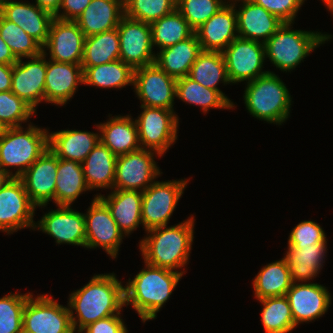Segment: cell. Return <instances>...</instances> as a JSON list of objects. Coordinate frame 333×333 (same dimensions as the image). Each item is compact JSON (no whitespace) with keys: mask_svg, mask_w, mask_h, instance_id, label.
I'll return each instance as SVG.
<instances>
[{"mask_svg":"<svg viewBox=\"0 0 333 333\" xmlns=\"http://www.w3.org/2000/svg\"><path fill=\"white\" fill-rule=\"evenodd\" d=\"M54 203L57 206H71L77 198L90 191L82 164L73 160L59 159L56 173Z\"/></svg>","mask_w":333,"mask_h":333,"instance_id":"32","label":"cell"},{"mask_svg":"<svg viewBox=\"0 0 333 333\" xmlns=\"http://www.w3.org/2000/svg\"><path fill=\"white\" fill-rule=\"evenodd\" d=\"M46 57L19 59L13 64L11 91L27 103L35 112L38 104L45 102Z\"/></svg>","mask_w":333,"mask_h":333,"instance_id":"19","label":"cell"},{"mask_svg":"<svg viewBox=\"0 0 333 333\" xmlns=\"http://www.w3.org/2000/svg\"><path fill=\"white\" fill-rule=\"evenodd\" d=\"M20 333H29V332H27L24 329H22Z\"/></svg>","mask_w":333,"mask_h":333,"instance_id":"55","label":"cell"},{"mask_svg":"<svg viewBox=\"0 0 333 333\" xmlns=\"http://www.w3.org/2000/svg\"><path fill=\"white\" fill-rule=\"evenodd\" d=\"M202 51L194 33L187 40L157 51L154 63L177 80L189 75L191 66Z\"/></svg>","mask_w":333,"mask_h":333,"instance_id":"30","label":"cell"},{"mask_svg":"<svg viewBox=\"0 0 333 333\" xmlns=\"http://www.w3.org/2000/svg\"><path fill=\"white\" fill-rule=\"evenodd\" d=\"M13 177L0 167V189Z\"/></svg>","mask_w":333,"mask_h":333,"instance_id":"52","label":"cell"},{"mask_svg":"<svg viewBox=\"0 0 333 333\" xmlns=\"http://www.w3.org/2000/svg\"><path fill=\"white\" fill-rule=\"evenodd\" d=\"M120 59L118 29L85 37L81 66H98Z\"/></svg>","mask_w":333,"mask_h":333,"instance_id":"37","label":"cell"},{"mask_svg":"<svg viewBox=\"0 0 333 333\" xmlns=\"http://www.w3.org/2000/svg\"><path fill=\"white\" fill-rule=\"evenodd\" d=\"M190 179L154 181L142 192V223L145 231L166 226Z\"/></svg>","mask_w":333,"mask_h":333,"instance_id":"8","label":"cell"},{"mask_svg":"<svg viewBox=\"0 0 333 333\" xmlns=\"http://www.w3.org/2000/svg\"><path fill=\"white\" fill-rule=\"evenodd\" d=\"M292 285L289 266L285 258L263 266L252 280L254 297L285 296Z\"/></svg>","mask_w":333,"mask_h":333,"instance_id":"35","label":"cell"},{"mask_svg":"<svg viewBox=\"0 0 333 333\" xmlns=\"http://www.w3.org/2000/svg\"><path fill=\"white\" fill-rule=\"evenodd\" d=\"M26 125L6 128L0 137V167L12 177L19 178L48 148L47 128Z\"/></svg>","mask_w":333,"mask_h":333,"instance_id":"6","label":"cell"},{"mask_svg":"<svg viewBox=\"0 0 333 333\" xmlns=\"http://www.w3.org/2000/svg\"><path fill=\"white\" fill-rule=\"evenodd\" d=\"M262 6L283 22H295L298 11L306 0H250Z\"/></svg>","mask_w":333,"mask_h":333,"instance_id":"46","label":"cell"},{"mask_svg":"<svg viewBox=\"0 0 333 333\" xmlns=\"http://www.w3.org/2000/svg\"><path fill=\"white\" fill-rule=\"evenodd\" d=\"M258 301L263 307L261 322L265 333H289L296 328L286 296L266 297Z\"/></svg>","mask_w":333,"mask_h":333,"instance_id":"39","label":"cell"},{"mask_svg":"<svg viewBox=\"0 0 333 333\" xmlns=\"http://www.w3.org/2000/svg\"><path fill=\"white\" fill-rule=\"evenodd\" d=\"M17 61L18 60L15 58V56L11 52L9 46L1 38V34H0V64L13 65Z\"/></svg>","mask_w":333,"mask_h":333,"instance_id":"50","label":"cell"},{"mask_svg":"<svg viewBox=\"0 0 333 333\" xmlns=\"http://www.w3.org/2000/svg\"><path fill=\"white\" fill-rule=\"evenodd\" d=\"M36 112L12 91L0 92V123L5 128L22 127ZM30 121V123H29Z\"/></svg>","mask_w":333,"mask_h":333,"instance_id":"43","label":"cell"},{"mask_svg":"<svg viewBox=\"0 0 333 333\" xmlns=\"http://www.w3.org/2000/svg\"><path fill=\"white\" fill-rule=\"evenodd\" d=\"M48 210L35 222L34 230L42 231L55 239L56 244L86 245L84 213L73 210L71 206H57Z\"/></svg>","mask_w":333,"mask_h":333,"instance_id":"16","label":"cell"},{"mask_svg":"<svg viewBox=\"0 0 333 333\" xmlns=\"http://www.w3.org/2000/svg\"><path fill=\"white\" fill-rule=\"evenodd\" d=\"M31 294L23 310V329L29 333H75L68 306H63L52 295Z\"/></svg>","mask_w":333,"mask_h":333,"instance_id":"9","label":"cell"},{"mask_svg":"<svg viewBox=\"0 0 333 333\" xmlns=\"http://www.w3.org/2000/svg\"><path fill=\"white\" fill-rule=\"evenodd\" d=\"M61 2L62 0H35L34 4L54 16L59 11Z\"/></svg>","mask_w":333,"mask_h":333,"instance_id":"51","label":"cell"},{"mask_svg":"<svg viewBox=\"0 0 333 333\" xmlns=\"http://www.w3.org/2000/svg\"><path fill=\"white\" fill-rule=\"evenodd\" d=\"M80 333H128V329L121 314H119L97 320L85 327Z\"/></svg>","mask_w":333,"mask_h":333,"instance_id":"47","label":"cell"},{"mask_svg":"<svg viewBox=\"0 0 333 333\" xmlns=\"http://www.w3.org/2000/svg\"><path fill=\"white\" fill-rule=\"evenodd\" d=\"M194 222V216L191 215L181 223L147 230V235L139 242V251L144 262L184 276V268L189 263L194 243Z\"/></svg>","mask_w":333,"mask_h":333,"instance_id":"2","label":"cell"},{"mask_svg":"<svg viewBox=\"0 0 333 333\" xmlns=\"http://www.w3.org/2000/svg\"><path fill=\"white\" fill-rule=\"evenodd\" d=\"M183 275L144 262V267L124 286L125 306L131 305L143 323L156 319Z\"/></svg>","mask_w":333,"mask_h":333,"instance_id":"3","label":"cell"},{"mask_svg":"<svg viewBox=\"0 0 333 333\" xmlns=\"http://www.w3.org/2000/svg\"><path fill=\"white\" fill-rule=\"evenodd\" d=\"M292 317L299 324L315 321L327 313L332 296L328 288L319 283H292L285 295Z\"/></svg>","mask_w":333,"mask_h":333,"instance_id":"18","label":"cell"},{"mask_svg":"<svg viewBox=\"0 0 333 333\" xmlns=\"http://www.w3.org/2000/svg\"><path fill=\"white\" fill-rule=\"evenodd\" d=\"M193 81L204 87L219 91L232 105L235 104L218 87L219 82L229 85L226 62L220 51H202L191 66L189 75Z\"/></svg>","mask_w":333,"mask_h":333,"instance_id":"33","label":"cell"},{"mask_svg":"<svg viewBox=\"0 0 333 333\" xmlns=\"http://www.w3.org/2000/svg\"><path fill=\"white\" fill-rule=\"evenodd\" d=\"M154 157L162 156L143 148L117 156L113 189L146 190L162 174Z\"/></svg>","mask_w":333,"mask_h":333,"instance_id":"10","label":"cell"},{"mask_svg":"<svg viewBox=\"0 0 333 333\" xmlns=\"http://www.w3.org/2000/svg\"><path fill=\"white\" fill-rule=\"evenodd\" d=\"M97 194L108 207L112 218L125 237L143 225L142 223V192L113 189L109 194Z\"/></svg>","mask_w":333,"mask_h":333,"instance_id":"25","label":"cell"},{"mask_svg":"<svg viewBox=\"0 0 333 333\" xmlns=\"http://www.w3.org/2000/svg\"><path fill=\"white\" fill-rule=\"evenodd\" d=\"M111 116V117H110ZM104 123L95 124L100 142L114 155L120 156L140 149L136 121L129 115L110 114Z\"/></svg>","mask_w":333,"mask_h":333,"instance_id":"26","label":"cell"},{"mask_svg":"<svg viewBox=\"0 0 333 333\" xmlns=\"http://www.w3.org/2000/svg\"><path fill=\"white\" fill-rule=\"evenodd\" d=\"M120 38V60L134 70L154 64L156 53L151 25L124 16L117 26Z\"/></svg>","mask_w":333,"mask_h":333,"instance_id":"15","label":"cell"},{"mask_svg":"<svg viewBox=\"0 0 333 333\" xmlns=\"http://www.w3.org/2000/svg\"><path fill=\"white\" fill-rule=\"evenodd\" d=\"M143 110L134 118L140 147L163 156L178 138L179 117L174 110L140 106Z\"/></svg>","mask_w":333,"mask_h":333,"instance_id":"7","label":"cell"},{"mask_svg":"<svg viewBox=\"0 0 333 333\" xmlns=\"http://www.w3.org/2000/svg\"><path fill=\"white\" fill-rule=\"evenodd\" d=\"M327 240L326 233L320 224L313 220H305L292 228L287 246H310L327 242Z\"/></svg>","mask_w":333,"mask_h":333,"instance_id":"45","label":"cell"},{"mask_svg":"<svg viewBox=\"0 0 333 333\" xmlns=\"http://www.w3.org/2000/svg\"><path fill=\"white\" fill-rule=\"evenodd\" d=\"M13 65L0 64V92L11 91Z\"/></svg>","mask_w":333,"mask_h":333,"instance_id":"49","label":"cell"},{"mask_svg":"<svg viewBox=\"0 0 333 333\" xmlns=\"http://www.w3.org/2000/svg\"><path fill=\"white\" fill-rule=\"evenodd\" d=\"M229 1L236 8L240 38L265 43L284 23L277 16L250 0ZM237 2L240 3L239 6L236 5Z\"/></svg>","mask_w":333,"mask_h":333,"instance_id":"22","label":"cell"},{"mask_svg":"<svg viewBox=\"0 0 333 333\" xmlns=\"http://www.w3.org/2000/svg\"><path fill=\"white\" fill-rule=\"evenodd\" d=\"M227 2L228 0H177L176 9L195 31Z\"/></svg>","mask_w":333,"mask_h":333,"instance_id":"44","label":"cell"},{"mask_svg":"<svg viewBox=\"0 0 333 333\" xmlns=\"http://www.w3.org/2000/svg\"><path fill=\"white\" fill-rule=\"evenodd\" d=\"M99 141L98 132L66 129L48 133V147L59 159L81 164Z\"/></svg>","mask_w":333,"mask_h":333,"instance_id":"29","label":"cell"},{"mask_svg":"<svg viewBox=\"0 0 333 333\" xmlns=\"http://www.w3.org/2000/svg\"><path fill=\"white\" fill-rule=\"evenodd\" d=\"M90 2L91 0H62L59 11L54 17L61 20L75 21Z\"/></svg>","mask_w":333,"mask_h":333,"instance_id":"48","label":"cell"},{"mask_svg":"<svg viewBox=\"0 0 333 333\" xmlns=\"http://www.w3.org/2000/svg\"><path fill=\"white\" fill-rule=\"evenodd\" d=\"M35 209L21 179L13 177L0 189V231L10 235L23 228L34 230Z\"/></svg>","mask_w":333,"mask_h":333,"instance_id":"12","label":"cell"},{"mask_svg":"<svg viewBox=\"0 0 333 333\" xmlns=\"http://www.w3.org/2000/svg\"><path fill=\"white\" fill-rule=\"evenodd\" d=\"M324 2V5H326L327 10L330 11V13L333 16V0H322Z\"/></svg>","mask_w":333,"mask_h":333,"instance_id":"53","label":"cell"},{"mask_svg":"<svg viewBox=\"0 0 333 333\" xmlns=\"http://www.w3.org/2000/svg\"><path fill=\"white\" fill-rule=\"evenodd\" d=\"M150 25L153 47H158L156 48L158 50L187 40L194 34V30L189 26L188 21L177 9Z\"/></svg>","mask_w":333,"mask_h":333,"instance_id":"38","label":"cell"},{"mask_svg":"<svg viewBox=\"0 0 333 333\" xmlns=\"http://www.w3.org/2000/svg\"><path fill=\"white\" fill-rule=\"evenodd\" d=\"M177 0H125V16L151 24L176 9Z\"/></svg>","mask_w":333,"mask_h":333,"instance_id":"42","label":"cell"},{"mask_svg":"<svg viewBox=\"0 0 333 333\" xmlns=\"http://www.w3.org/2000/svg\"><path fill=\"white\" fill-rule=\"evenodd\" d=\"M58 157L49 149L19 177L30 200L38 207L54 203Z\"/></svg>","mask_w":333,"mask_h":333,"instance_id":"20","label":"cell"},{"mask_svg":"<svg viewBox=\"0 0 333 333\" xmlns=\"http://www.w3.org/2000/svg\"><path fill=\"white\" fill-rule=\"evenodd\" d=\"M32 292L16 291L0 297V333H20L23 329V310Z\"/></svg>","mask_w":333,"mask_h":333,"instance_id":"41","label":"cell"},{"mask_svg":"<svg viewBox=\"0 0 333 333\" xmlns=\"http://www.w3.org/2000/svg\"><path fill=\"white\" fill-rule=\"evenodd\" d=\"M124 16L123 0H91L75 22L87 37L117 28Z\"/></svg>","mask_w":333,"mask_h":333,"instance_id":"27","label":"cell"},{"mask_svg":"<svg viewBox=\"0 0 333 333\" xmlns=\"http://www.w3.org/2000/svg\"><path fill=\"white\" fill-rule=\"evenodd\" d=\"M85 218L86 245L85 249L102 248L113 260L118 256L120 245L125 238L112 218L107 205L94 196Z\"/></svg>","mask_w":333,"mask_h":333,"instance_id":"13","label":"cell"},{"mask_svg":"<svg viewBox=\"0 0 333 333\" xmlns=\"http://www.w3.org/2000/svg\"><path fill=\"white\" fill-rule=\"evenodd\" d=\"M243 100L252 117L282 125L290 116L292 98L282 79L273 71L245 84Z\"/></svg>","mask_w":333,"mask_h":333,"instance_id":"4","label":"cell"},{"mask_svg":"<svg viewBox=\"0 0 333 333\" xmlns=\"http://www.w3.org/2000/svg\"><path fill=\"white\" fill-rule=\"evenodd\" d=\"M194 33L203 51L222 52L238 37L237 13L234 5L228 0Z\"/></svg>","mask_w":333,"mask_h":333,"instance_id":"23","label":"cell"},{"mask_svg":"<svg viewBox=\"0 0 333 333\" xmlns=\"http://www.w3.org/2000/svg\"><path fill=\"white\" fill-rule=\"evenodd\" d=\"M293 24L284 22L264 43L266 59L283 72L294 70L312 51L333 37L320 31L294 30Z\"/></svg>","mask_w":333,"mask_h":333,"instance_id":"5","label":"cell"},{"mask_svg":"<svg viewBox=\"0 0 333 333\" xmlns=\"http://www.w3.org/2000/svg\"><path fill=\"white\" fill-rule=\"evenodd\" d=\"M176 81L154 63L134 70L133 91L140 106L174 110Z\"/></svg>","mask_w":333,"mask_h":333,"instance_id":"14","label":"cell"},{"mask_svg":"<svg viewBox=\"0 0 333 333\" xmlns=\"http://www.w3.org/2000/svg\"><path fill=\"white\" fill-rule=\"evenodd\" d=\"M176 98L193 106H200L203 114L210 109H233V105L217 90H213L188 76L177 79Z\"/></svg>","mask_w":333,"mask_h":333,"instance_id":"36","label":"cell"},{"mask_svg":"<svg viewBox=\"0 0 333 333\" xmlns=\"http://www.w3.org/2000/svg\"><path fill=\"white\" fill-rule=\"evenodd\" d=\"M0 34L17 60L36 57L42 53V46L34 38L20 26L7 20L1 13Z\"/></svg>","mask_w":333,"mask_h":333,"instance_id":"40","label":"cell"},{"mask_svg":"<svg viewBox=\"0 0 333 333\" xmlns=\"http://www.w3.org/2000/svg\"><path fill=\"white\" fill-rule=\"evenodd\" d=\"M85 36L77 23L72 20L53 18L48 39L42 46V53L56 62L81 64ZM46 51H49L48 53Z\"/></svg>","mask_w":333,"mask_h":333,"instance_id":"17","label":"cell"},{"mask_svg":"<svg viewBox=\"0 0 333 333\" xmlns=\"http://www.w3.org/2000/svg\"><path fill=\"white\" fill-rule=\"evenodd\" d=\"M0 13L20 26L29 36L43 46L49 34L54 16L34 3L4 0L0 2Z\"/></svg>","mask_w":333,"mask_h":333,"instance_id":"24","label":"cell"},{"mask_svg":"<svg viewBox=\"0 0 333 333\" xmlns=\"http://www.w3.org/2000/svg\"><path fill=\"white\" fill-rule=\"evenodd\" d=\"M5 126H3L1 123H0V137L2 136V134L4 133L5 131Z\"/></svg>","mask_w":333,"mask_h":333,"instance_id":"54","label":"cell"},{"mask_svg":"<svg viewBox=\"0 0 333 333\" xmlns=\"http://www.w3.org/2000/svg\"><path fill=\"white\" fill-rule=\"evenodd\" d=\"M67 305L74 332L80 333L97 320L122 314L124 285L113 272L94 274L86 285L69 294Z\"/></svg>","mask_w":333,"mask_h":333,"instance_id":"1","label":"cell"},{"mask_svg":"<svg viewBox=\"0 0 333 333\" xmlns=\"http://www.w3.org/2000/svg\"><path fill=\"white\" fill-rule=\"evenodd\" d=\"M117 156L100 141L82 163L86 183L93 189H111L114 187Z\"/></svg>","mask_w":333,"mask_h":333,"instance_id":"31","label":"cell"},{"mask_svg":"<svg viewBox=\"0 0 333 333\" xmlns=\"http://www.w3.org/2000/svg\"><path fill=\"white\" fill-rule=\"evenodd\" d=\"M327 242L310 246H288L284 258L289 266L292 283H310L323 269Z\"/></svg>","mask_w":333,"mask_h":333,"instance_id":"28","label":"cell"},{"mask_svg":"<svg viewBox=\"0 0 333 333\" xmlns=\"http://www.w3.org/2000/svg\"><path fill=\"white\" fill-rule=\"evenodd\" d=\"M82 67L84 85L101 89H123L127 85L133 86L134 69L120 59L98 66Z\"/></svg>","mask_w":333,"mask_h":333,"instance_id":"34","label":"cell"},{"mask_svg":"<svg viewBox=\"0 0 333 333\" xmlns=\"http://www.w3.org/2000/svg\"><path fill=\"white\" fill-rule=\"evenodd\" d=\"M83 85V67L81 64H71L46 60L45 102L55 106H64L72 100L78 85Z\"/></svg>","mask_w":333,"mask_h":333,"instance_id":"21","label":"cell"},{"mask_svg":"<svg viewBox=\"0 0 333 333\" xmlns=\"http://www.w3.org/2000/svg\"><path fill=\"white\" fill-rule=\"evenodd\" d=\"M222 53L229 81L233 85L251 82L269 72L263 70L266 61L264 43L237 37Z\"/></svg>","mask_w":333,"mask_h":333,"instance_id":"11","label":"cell"}]
</instances>
